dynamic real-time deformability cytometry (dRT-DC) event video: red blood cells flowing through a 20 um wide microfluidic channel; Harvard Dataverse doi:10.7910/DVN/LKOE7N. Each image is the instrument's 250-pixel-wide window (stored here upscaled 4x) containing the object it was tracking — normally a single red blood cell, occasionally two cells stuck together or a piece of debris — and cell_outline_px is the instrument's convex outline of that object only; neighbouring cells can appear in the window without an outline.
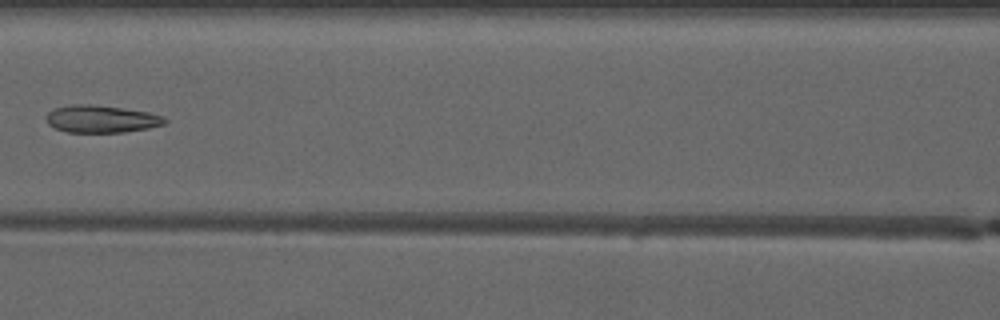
{"species": "common noctule bat (a hibernating species)", "species_latin": "Nyctalus noctula", "temperature_condition": "warm", "stored_images_in_passage": 6, "camera_frame_rate_fps": 3000, "um_per_image_px": 0.085, "animal": {"sex": "male", "forearm_length_mm": 52.5}, "frame": {"image": 1, "passage_image": 6, "time_ms": 5.667, "image_size_px": [1000, 320], "cell_outline_px": [[168, 120], [164, 124], [148, 128], [124, 132], [68, 132], [56, 128], [48, 124], [44, 116], [48, 112], [56, 108], [72, 104], [88, 104], [124, 108], [148, 112], [164, 116]], "centroid_in_image_um": [8.61, 10.11], "position_along_channel_um": 158.0, "area_um2": 18.9}}